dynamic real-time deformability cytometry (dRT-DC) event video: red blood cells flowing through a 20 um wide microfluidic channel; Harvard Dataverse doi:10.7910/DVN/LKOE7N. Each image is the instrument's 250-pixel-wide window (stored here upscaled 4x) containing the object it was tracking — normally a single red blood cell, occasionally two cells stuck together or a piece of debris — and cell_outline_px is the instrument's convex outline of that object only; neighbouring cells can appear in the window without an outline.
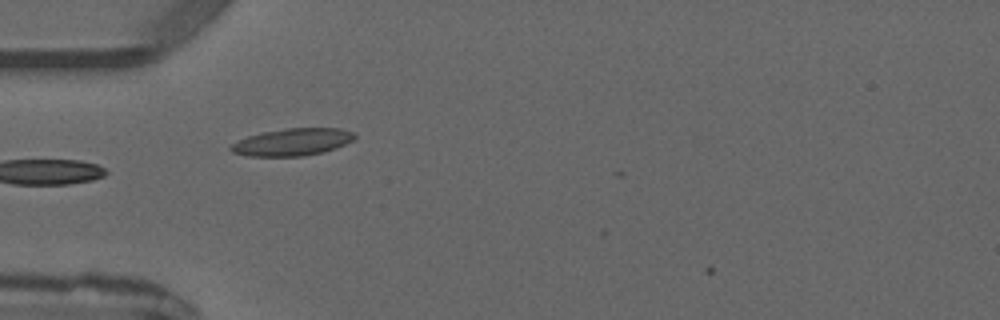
{"species": "common noctule bat (a hibernating species)", "species_latin": "Nyctalus noctula", "temperature_condition": "warm", "stored_images_in_passage": 3, "camera_frame_rate_fps": 3000, "um_per_image_px": 0.085, "animal": {"sex": "male", "forearm_length_mm": 52.5}, "frame": {"image": 1, "passage_image": 2, "time_ms": 3.0, "image_size_px": [1000, 320], "cell_outline_px": [[356, 140], [336, 148], [324, 152], [304, 156], [248, 156], [232, 152], [228, 148], [232, 144], [248, 136], [264, 132], [288, 128], [340, 128], [352, 132], [356, 136]], "centroid_in_image_um": [24.9, 12.08], "position_along_channel_um": 60.1, "area_um2": 19.65}}
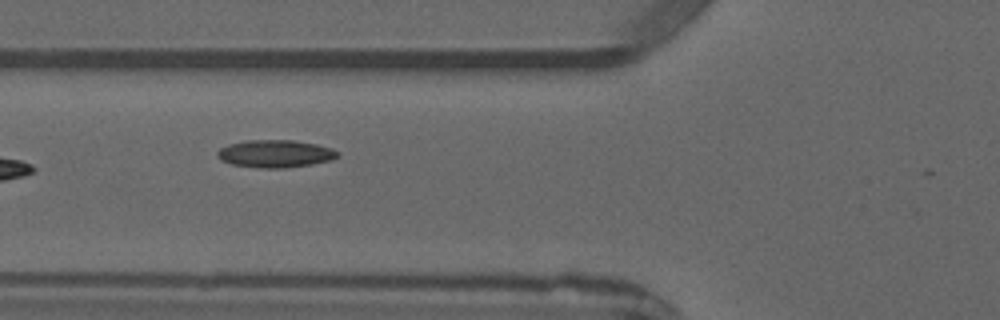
{"frame": {"image": 2, "passage_image": 3, "time_ms": 4.0, "image_size_px": [1000, 320], "cell_outline_px": [[340, 156], [332, 160], [312, 164], [284, 168], [260, 168], [232, 164], [220, 160], [216, 156], [216, 152], [220, 148], [228, 144], [248, 140], [292, 140], [316, 144], [332, 148], [340, 152]], "centroid_in_image_um": [23.41, 13.06], "position_along_channel_um": 102.4, "area_um2": 19.48}}